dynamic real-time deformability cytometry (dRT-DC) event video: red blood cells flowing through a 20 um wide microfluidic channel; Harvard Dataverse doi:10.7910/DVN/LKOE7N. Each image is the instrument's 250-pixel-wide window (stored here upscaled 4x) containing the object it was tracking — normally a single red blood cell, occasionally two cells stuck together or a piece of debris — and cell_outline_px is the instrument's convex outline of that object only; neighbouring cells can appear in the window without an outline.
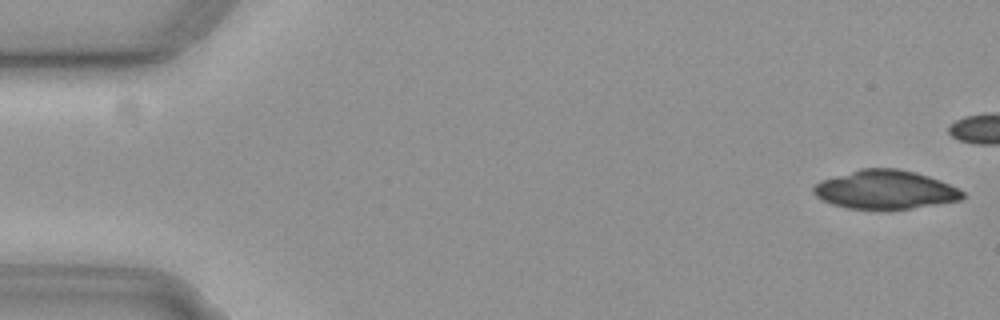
{"species": "common noctule bat (a hibernating species)", "species_latin": "Nyctalus noctula", "temperature_condition": "cold", "stored_images_in_passage": 26, "camera_frame_rate_fps": 3000, "um_per_image_px": 0.085, "animal": {"sex": "female", "body_mass_g": 19.3, "forearm_length_mm": 54.1}, "frame": {"image": 1, "passage_image": 1, "time_ms": 0.0, "image_size_px": [1000, 320], "cell_outline_px": [[964, 196], [960, 200], [912, 208], [848, 208], [832, 204], [816, 196], [812, 192], [812, 188], [820, 180], [860, 168], [896, 168], [916, 172], [940, 180], [964, 192]], "centroid_in_image_um": [75.21, 16.1], "position_along_channel_um": 9.8, "area_um2": 33.23}}